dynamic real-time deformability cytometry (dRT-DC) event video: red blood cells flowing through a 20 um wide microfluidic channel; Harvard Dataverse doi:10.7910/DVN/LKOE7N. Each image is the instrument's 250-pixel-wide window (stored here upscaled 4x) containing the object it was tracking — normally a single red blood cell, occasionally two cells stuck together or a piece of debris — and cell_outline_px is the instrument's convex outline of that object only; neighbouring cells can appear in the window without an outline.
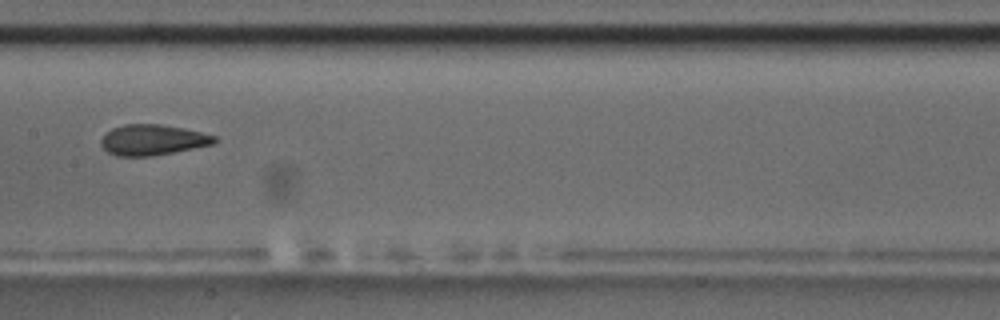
{"species": "common noctule bat (a hibernating species)", "species_latin": "Nyctalus noctula", "temperature_condition": "room temperature", "stored_images_in_passage": 11, "camera_frame_rate_fps": 3000, "um_per_image_px": 0.085, "animal": {"sex": "male", "body_mass_g": 17.5, "forearm_length_mm": 52.3}, "frame": {"image": 1, "passage_image": 5, "time_ms": 4.667, "image_size_px": [1000, 320], "cell_outline_px": [[216, 140], [212, 144], [152, 156], [116, 156], [108, 152], [100, 144], [100, 140], [112, 128], [124, 124], [160, 124], [184, 128], [216, 136]], "centroid_in_image_um": [12.94, 11.88], "position_along_channel_um": 194.5, "area_um2": 20.0}}